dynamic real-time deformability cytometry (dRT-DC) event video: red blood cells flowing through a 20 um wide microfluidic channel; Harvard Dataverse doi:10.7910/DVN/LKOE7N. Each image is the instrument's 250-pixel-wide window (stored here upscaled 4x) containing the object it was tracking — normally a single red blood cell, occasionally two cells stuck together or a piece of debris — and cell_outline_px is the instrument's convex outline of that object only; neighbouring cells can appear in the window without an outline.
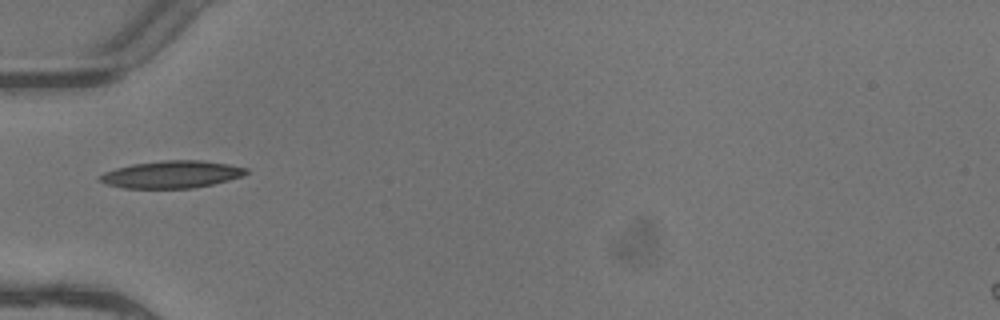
{"species": "common noctule bat (a hibernating species)", "species_latin": "Nyctalus noctula", "temperature_condition": "warm", "stored_images_in_passage": 2, "camera_frame_rate_fps": 3000, "um_per_image_px": 0.085, "animal": {"sex": "female"}, "frame": {"image": 1, "passage_image": 2, "time_ms": 0.333, "image_size_px": [1000, 320], "cell_outline_px": [[248, 172], [244, 176], [212, 184], [192, 188], [124, 188], [108, 184], [96, 180], [104, 172], [116, 168], [132, 164], [160, 160], [200, 160], [228, 164], [248, 168]], "centroid_in_image_um": [14.59, 14.82], "position_along_channel_um": 70.4, "area_um2": 23.29}}